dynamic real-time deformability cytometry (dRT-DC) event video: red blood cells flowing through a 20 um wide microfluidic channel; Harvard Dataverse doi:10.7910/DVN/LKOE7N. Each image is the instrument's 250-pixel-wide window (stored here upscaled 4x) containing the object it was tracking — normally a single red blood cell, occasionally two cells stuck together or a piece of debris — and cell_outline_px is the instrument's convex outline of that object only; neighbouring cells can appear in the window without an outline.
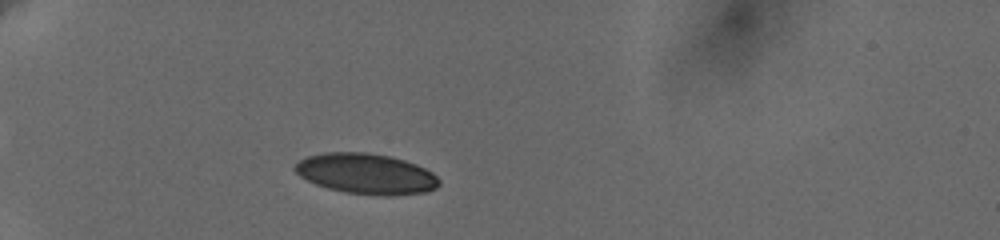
{"species": "human", "species_latin": "Homo sapiens", "temperature_condition": "cold", "stored_images_in_passage": 44, "camera_frame_rate_fps": 3000, "um_per_image_px": 0.085, "donor": {"sex": "female"}, "frame": {"image": 1, "passage_image": 9, "time_ms": 2.667, "image_size_px": [1000, 240], "cell_outline_px": [[440, 184], [436, 188], [424, 192], [388, 196], [344, 192], [328, 188], [316, 184], [300, 176], [292, 168], [300, 160], [308, 156], [324, 152], [368, 152], [392, 156], [416, 164], [432, 172], [440, 180]], "centroid_in_image_um": [31.13, 14.76], "position_along_channel_um": 53.9, "area_um2": 34.04}}
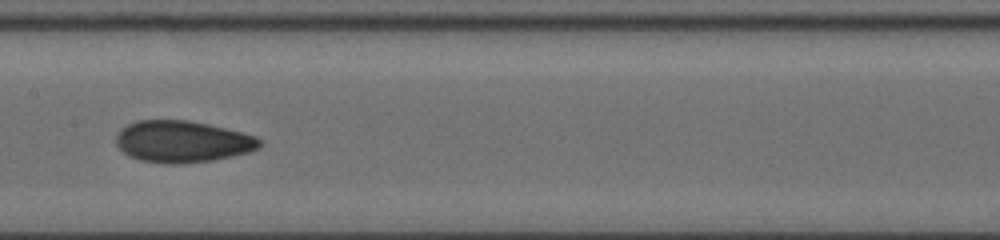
{"frame": {"image": 2, "passage_image": 23, "time_ms": 7.333, "image_size_px": [1000, 240], "cell_outline_px": [[260, 148], [248, 152], [232, 156], [212, 160], [176, 164], [164, 164], [140, 160], [128, 156], [116, 144], [116, 136], [120, 128], [136, 120], [188, 120], [208, 124], [256, 136], [260, 140]], "centroid_in_image_um": [15.47, 12.03], "position_along_channel_um": 191.9, "area_um2": 34.85}}
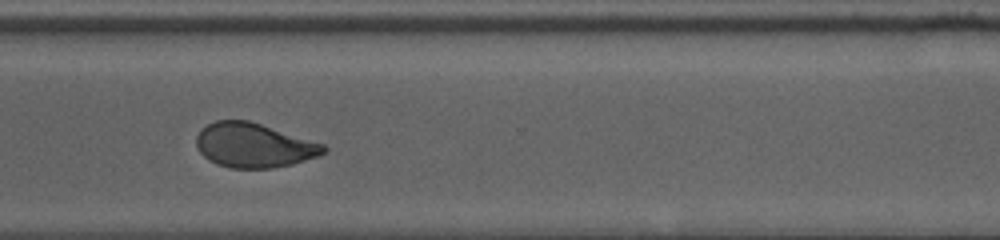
{"frame": {"image": 3, "passage_image": 36, "time_ms": 11.667, "image_size_px": [1000, 240], "cell_outline_px": [[328, 148], [324, 152], [316, 156], [292, 164], [272, 168], [232, 168], [216, 164], [208, 160], [200, 152], [196, 144], [196, 136], [208, 124], [216, 120], [248, 120], [324, 144]], "centroid_in_image_um": [21.55, 12.35], "position_along_channel_um": 349.0, "area_um2": 32.6}, "authors_computed_cell_mechanics": {"area_um2": 33.1194, "velocity_mm_per_s": 3.6418, "shape_relaxation_time_tau1_ms": null, "shape_relaxation_time_tau2_ms": 1.8857, "deformation_change_tau1": null, "deformation_change_tau2": 0.0741}}